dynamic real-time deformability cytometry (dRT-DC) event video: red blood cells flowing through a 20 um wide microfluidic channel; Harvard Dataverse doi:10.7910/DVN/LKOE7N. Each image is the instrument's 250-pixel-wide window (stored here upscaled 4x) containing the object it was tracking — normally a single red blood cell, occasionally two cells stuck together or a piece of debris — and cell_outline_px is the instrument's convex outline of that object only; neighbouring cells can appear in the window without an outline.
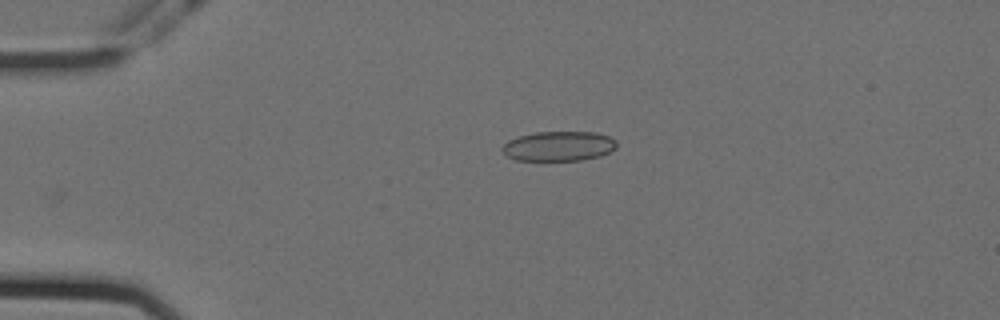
{"species": "Egyptian fruit bat (a non-hibernating species)", "species_latin": "Rousettus aegyptiacus", "temperature_condition": "cold", "stored_images_in_passage": 5, "camera_frame_rate_fps": 3000, "um_per_image_px": 0.085, "animal": {"sex": "female"}, "frame": {"image": 1, "passage_image": 1, "time_ms": 0.0, "image_size_px": [1000, 320], "cell_outline_px": [[616, 148], [600, 156], [580, 160], [516, 160], [508, 156], [500, 148], [508, 140], [520, 136], [536, 132], [596, 132], [608, 136], [616, 140]], "centroid_in_image_um": [47.49, 12.42], "position_along_channel_um": 37.5, "area_um2": 19.71}}